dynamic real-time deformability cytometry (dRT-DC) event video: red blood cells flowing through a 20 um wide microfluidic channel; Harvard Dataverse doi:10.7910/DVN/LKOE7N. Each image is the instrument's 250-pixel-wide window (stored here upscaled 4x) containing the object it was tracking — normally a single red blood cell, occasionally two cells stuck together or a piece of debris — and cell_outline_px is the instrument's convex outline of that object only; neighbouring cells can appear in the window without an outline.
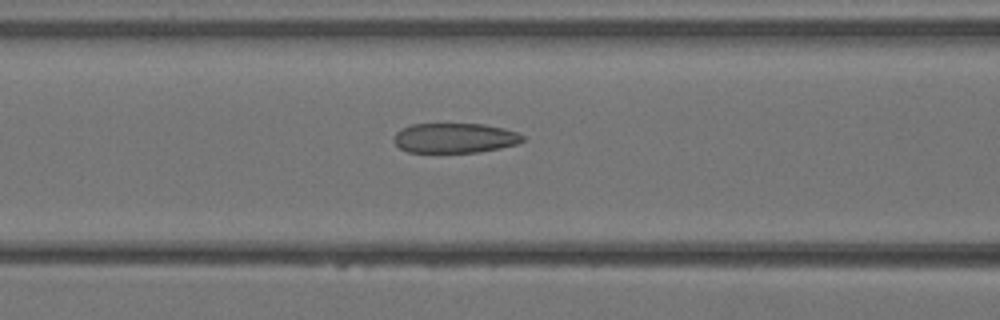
{"species": "Egyptian fruit bat (a non-hibernating species)", "species_latin": "Rousettus aegyptiacus", "temperature_condition": "warm", "stored_images_in_passage": 34, "camera_frame_rate_fps": 3000, "um_per_image_px": 0.085, "animal": {"sex": "female"}, "frame": {"image": 1, "passage_image": 13, "time_ms": 4.0, "image_size_px": [1000, 320], "cell_outline_px": [[524, 140], [516, 144], [500, 148], [476, 152], [408, 152], [400, 148], [392, 140], [396, 132], [400, 128], [412, 124], [484, 124], [504, 128], [516, 132], [524, 136]], "centroid_in_image_um": [38.63, 11.72], "position_along_channel_um": 128.0, "area_um2": 22.43}}
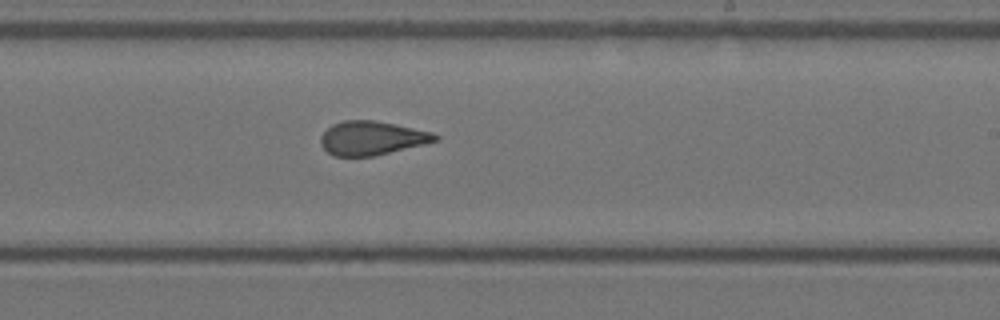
{"frame": {"image": 2, "passage_image": 20, "time_ms": 6.333, "image_size_px": [1000, 320], "cell_outline_px": [[440, 140], [376, 156], [336, 156], [328, 152], [320, 144], [320, 136], [332, 124], [344, 120], [372, 120], [432, 132], [440, 136]], "centroid_in_image_um": [31.6, 11.74], "position_along_channel_um": 257.4, "area_um2": 22.48}}
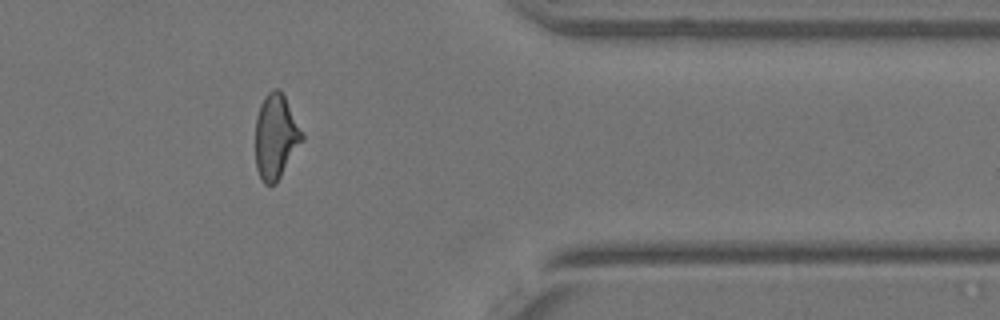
{"frame": {"image": 3, "passage_image": 28, "time_ms": 9.0, "image_size_px": [1000, 320], "cell_outline_px": [[304, 140], [276, 184], [264, 184], [256, 168], [256, 116], [260, 104], [264, 96], [272, 88], [280, 88], [304, 132]], "centroid_in_image_um": [23.46, 11.59], "position_along_channel_um": 387.9, "area_um2": 23.35}}